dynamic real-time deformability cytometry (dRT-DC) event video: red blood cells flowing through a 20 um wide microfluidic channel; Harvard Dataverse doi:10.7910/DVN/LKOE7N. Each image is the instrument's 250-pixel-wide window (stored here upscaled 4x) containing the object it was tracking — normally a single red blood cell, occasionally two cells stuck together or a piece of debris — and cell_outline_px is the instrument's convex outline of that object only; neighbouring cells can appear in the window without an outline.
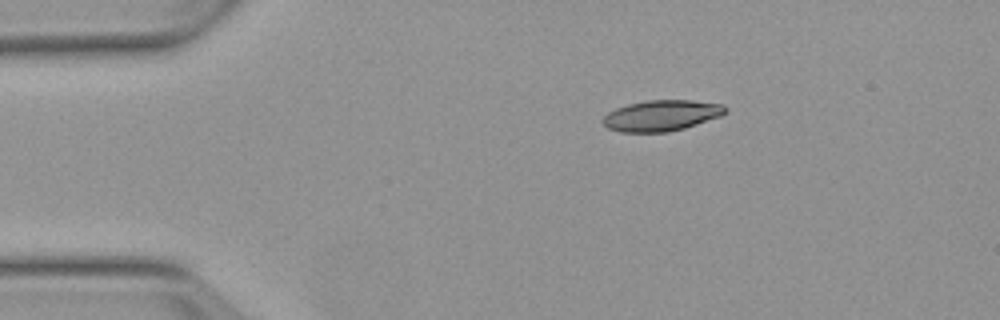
{"species": "Egyptian fruit bat (a non-hibernating species)", "species_latin": "Rousettus aegyptiacus", "temperature_condition": "warm", "stored_images_in_passage": 4, "camera_frame_rate_fps": 3000, "um_per_image_px": 0.085, "animal": {"sex": "female"}, "frame": {"image": 1, "passage_image": 1, "time_ms": 0.0, "image_size_px": [1000, 320], "cell_outline_px": [[728, 112], [720, 116], [684, 128], [668, 132], [620, 132], [608, 128], [600, 120], [608, 112], [616, 108], [628, 104], [648, 100], [692, 100], [724, 104], [728, 108]], "centroid_in_image_um": [56.23, 9.81], "position_along_channel_um": 28.8, "area_um2": 22.14}}
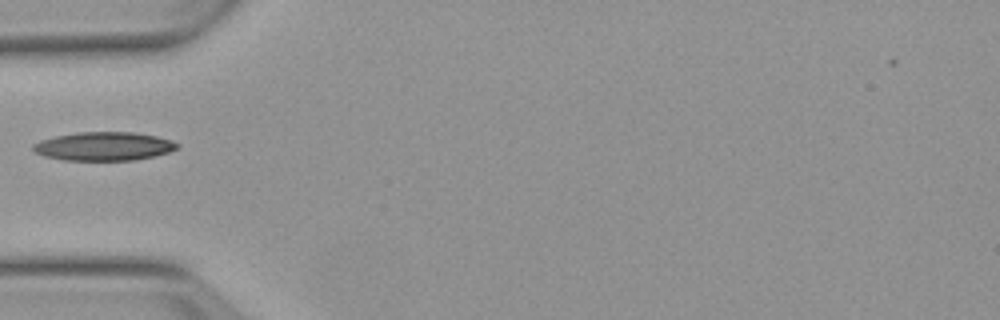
{"frame": {"image": 2, "passage_image": 3, "time_ms": 2.667, "image_size_px": [1000, 320], "cell_outline_px": [[180, 148], [168, 152], [152, 156], [132, 160], [64, 160], [44, 156], [36, 152], [32, 148], [32, 144], [40, 140], [56, 136], [76, 132], [136, 132], [156, 136], [172, 140], [180, 144]], "centroid_in_image_um": [8.84, 12.42], "position_along_channel_um": 76.2, "area_um2": 24.04}}
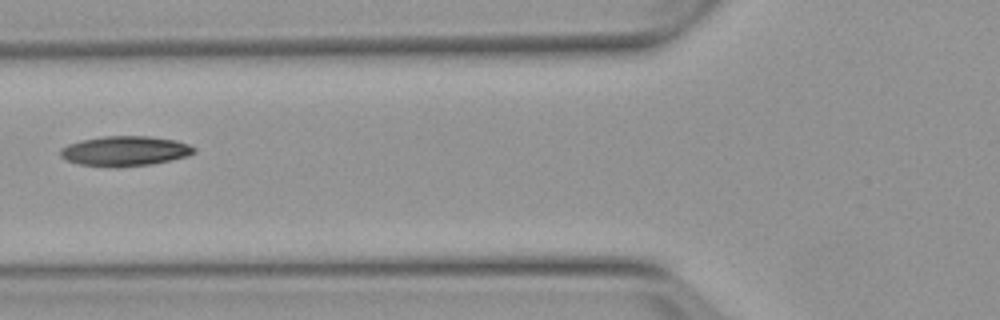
{"frame": {"image": 3, "passage_image": 4, "time_ms": 3.667, "image_size_px": [1000, 320], "cell_outline_px": [[196, 152], [188, 156], [152, 164], [116, 168], [112, 168], [76, 164], [64, 160], [60, 156], [60, 148], [68, 144], [80, 140], [104, 136], [148, 136], [176, 140], [188, 144], [196, 148]], "centroid_in_image_um": [10.58, 12.85], "position_along_channel_um": 115.2, "area_um2": 23.76}}